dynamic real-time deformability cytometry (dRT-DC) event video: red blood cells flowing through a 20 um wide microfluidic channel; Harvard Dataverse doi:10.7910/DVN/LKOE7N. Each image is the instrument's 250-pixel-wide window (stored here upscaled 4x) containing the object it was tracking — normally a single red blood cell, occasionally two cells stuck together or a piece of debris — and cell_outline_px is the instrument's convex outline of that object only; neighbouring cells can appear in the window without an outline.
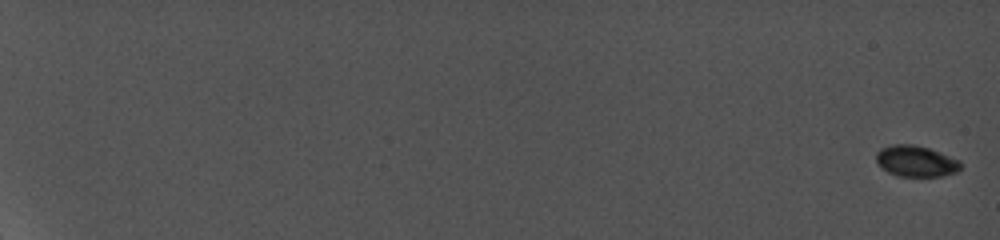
{"species": "common noctule bat (a hibernating species)", "species_latin": "Nyctalus noctula", "temperature_condition": "cold", "stored_images_in_passage": 15, "camera_frame_rate_fps": 5000, "um_per_image_px": 0.085, "animal": {"sex": "female", "body_mass_g": 19.0, "forearm_length_mm": 56.7}, "frame": {"image": 1, "passage_image": 1, "time_ms": 0.0, "image_size_px": [1000, 240], "cell_outline_px": [[960, 168], [956, 172], [940, 176], [896, 176], [888, 172], [876, 160], [876, 152], [880, 148], [896, 144], [912, 144], [928, 148], [960, 160]], "centroid_in_image_um": [77.84, 13.69], "position_along_channel_um": 7.2, "area_um2": 15.09}}
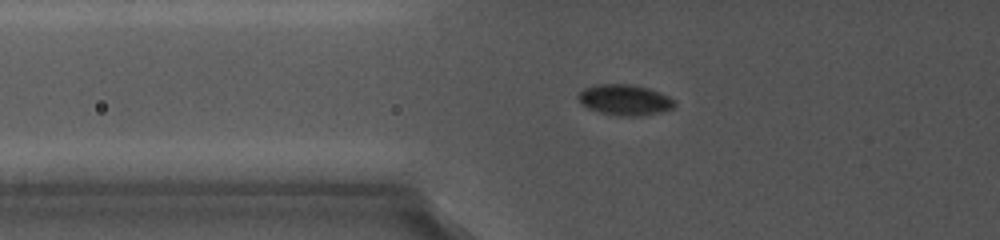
{"frame": {"image": 2, "passage_image": 10, "time_ms": 8.8, "image_size_px": [1000, 240], "cell_outline_px": [[676, 104], [672, 108], [660, 112], [640, 116], [616, 116], [600, 112], [588, 108], [580, 104], [576, 96], [584, 88], [596, 84], [632, 84], [648, 88], [660, 92], [676, 100]], "centroid_in_image_um": [53.09, 8.49], "position_along_channel_um": 72.7, "area_um2": 17.46}}
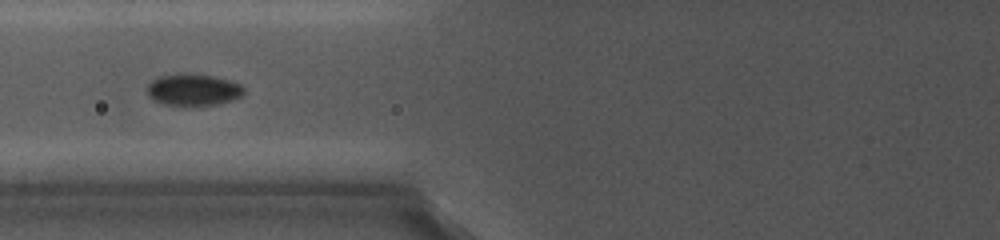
{"frame": {"image": 3, "passage_image": 11, "time_ms": 10.0, "image_size_px": [1000, 240], "cell_outline_px": [[244, 92], [240, 96], [232, 100], [216, 104], [184, 108], [164, 104], [152, 100], [148, 96], [148, 84], [156, 76], [216, 76], [232, 80], [240, 84], [244, 88]], "centroid_in_image_um": [16.42, 7.7], "position_along_channel_um": 109.4, "area_um2": 17.86}}